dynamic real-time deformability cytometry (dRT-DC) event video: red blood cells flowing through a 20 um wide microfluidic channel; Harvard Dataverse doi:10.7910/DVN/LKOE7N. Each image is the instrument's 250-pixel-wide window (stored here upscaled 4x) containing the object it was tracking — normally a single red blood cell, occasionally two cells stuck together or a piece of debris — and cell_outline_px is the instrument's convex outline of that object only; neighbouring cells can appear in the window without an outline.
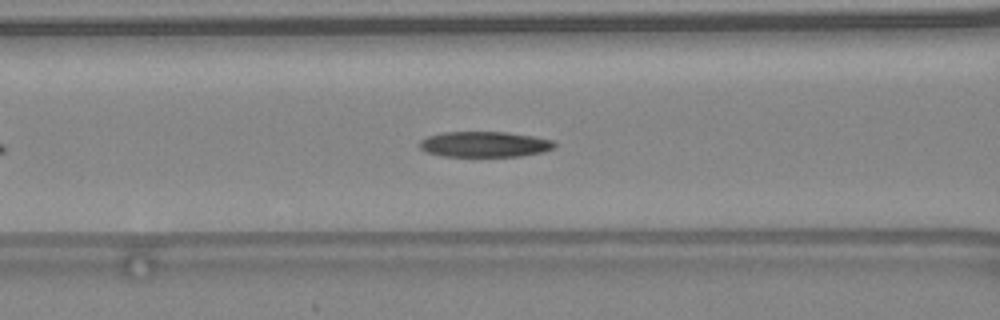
{"species": "common noctule bat (a hibernating species)", "species_latin": "Nyctalus noctula", "temperature_condition": "warm", "stored_images_in_passage": 29, "camera_frame_rate_fps": 3000, "um_per_image_px": 0.085, "animal": {"sex": "female", "body_mass_g": 24.6, "forearm_length_mm": 56.2}, "frame": {"image": 1, "passage_image": 9, "time_ms": 2.667, "image_size_px": [1000, 320], "cell_outline_px": [[556, 148], [544, 152], [520, 156], [440, 156], [424, 152], [420, 148], [420, 140], [428, 136], [444, 132], [508, 132], [532, 136], [552, 140], [556, 144]], "centroid_in_image_um": [41.19, 12.27], "position_along_channel_um": 125.4, "area_um2": 20.23}, "authors_computed_cell_mechanics": {"area_um2": 20.808, "velocity_mm_per_s": 4.5561, "shape_relaxation_time_tau1_ms": null, "shape_relaxation_time_tau2_ms": 3.7718, "deformation_change_tau1": null, "deformation_change_tau2": 0.1231}}